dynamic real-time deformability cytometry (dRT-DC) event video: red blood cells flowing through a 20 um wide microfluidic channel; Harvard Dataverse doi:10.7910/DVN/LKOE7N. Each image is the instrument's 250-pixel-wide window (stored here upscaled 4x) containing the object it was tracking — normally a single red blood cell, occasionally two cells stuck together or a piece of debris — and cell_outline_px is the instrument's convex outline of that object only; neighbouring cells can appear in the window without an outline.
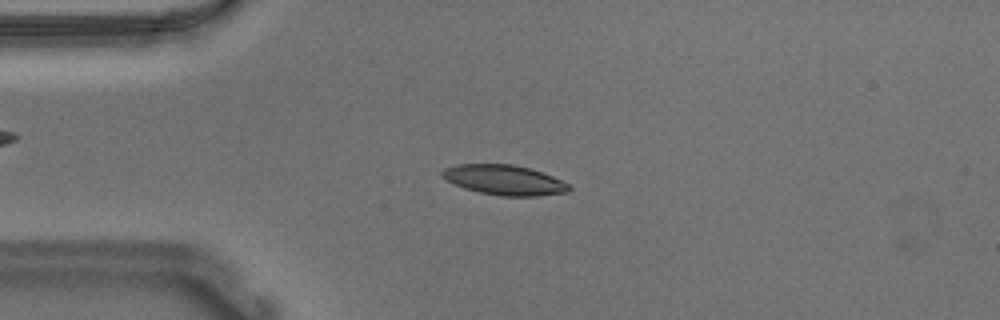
{"species": "Egyptian fruit bat (a non-hibernating species)", "species_latin": "Rousettus aegyptiacus", "temperature_condition": "warm", "stored_images_in_passage": 53, "camera_frame_rate_fps": 3000, "um_per_image_px": 0.085, "animal": {"sex": "male"}, "frame": {"image": 1, "passage_image": 12, "time_ms": 3.667, "image_size_px": [1000, 320], "cell_outline_px": [[572, 188], [568, 192], [536, 196], [500, 196], [480, 192], [464, 188], [440, 176], [440, 172], [444, 168], [456, 164], [512, 164], [528, 168], [552, 176], [568, 184]], "centroid_in_image_um": [42.84, 15.3], "position_along_channel_um": 42.2, "area_um2": 22.02}}
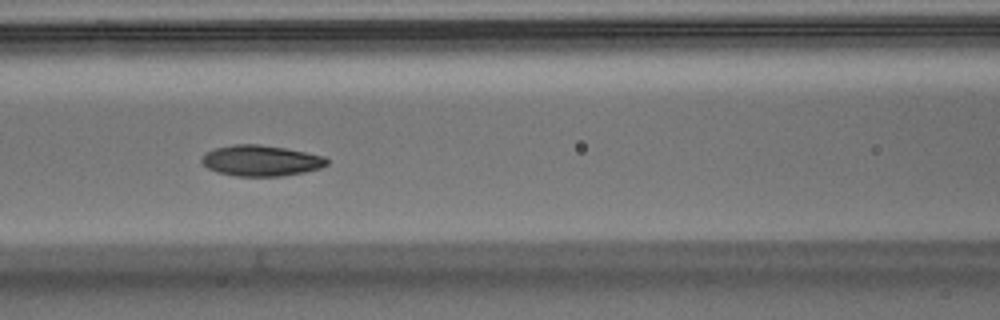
{"frame": {"image": 2, "passage_image": 22, "time_ms": 7.0, "image_size_px": [1000, 320], "cell_outline_px": [[328, 164], [320, 168], [304, 172], [280, 176], [236, 176], [216, 172], [208, 168], [200, 160], [204, 152], [216, 148], [232, 144], [256, 144], [284, 148], [324, 156], [328, 160]], "centroid_in_image_um": [22.15, 13.65], "position_along_channel_um": 144.5, "area_um2": 22.43}}
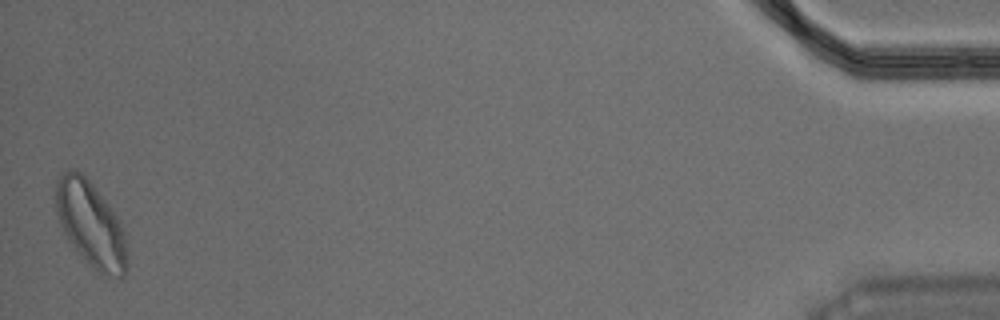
{"frame": {"image": 3, "passage_image": 53, "time_ms": 17.333, "image_size_px": [1000, 320], "cell_outline_px": [[128, 268], [124, 276], [120, 280], [104, 276], [92, 268], [72, 244], [64, 232], [60, 224], [56, 212], [52, 196], [52, 188], [56, 180], [68, 168], [72, 168], [80, 172], [92, 184], [108, 204], [124, 228], [128, 260]], "centroid_in_image_um": [7.7, 19.07], "position_along_channel_um": 427.5, "area_um2": 36.18}, "authors_computed_cell_mechanics": {"area_um2": 22.253, "velocity_mm_per_s": 3.6477, "shape_relaxation_time_tau1_ms": 3.8001, "shape_relaxation_time_tau2_ms": 3.1186, "deformation_change_tau1": 0.1056, "deformation_change_tau2": 0.0845}}